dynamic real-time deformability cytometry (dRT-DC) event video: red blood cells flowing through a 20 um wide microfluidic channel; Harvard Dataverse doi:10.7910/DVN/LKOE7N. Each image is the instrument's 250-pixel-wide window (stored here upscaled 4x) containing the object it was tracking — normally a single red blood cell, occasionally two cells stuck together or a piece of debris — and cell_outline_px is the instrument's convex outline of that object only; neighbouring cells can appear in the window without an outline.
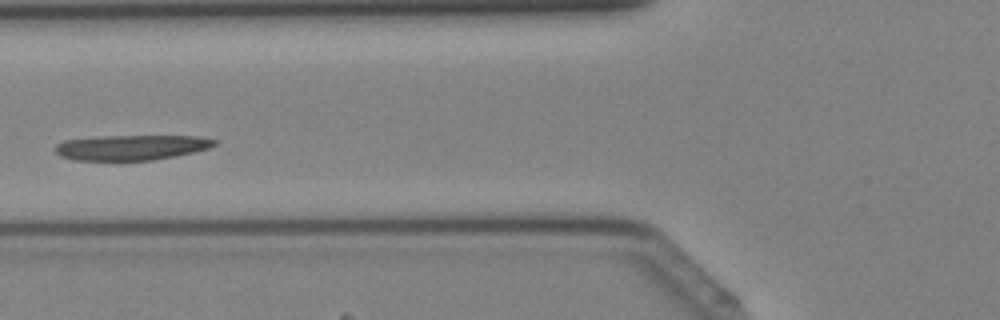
{"species": "Egyptian fruit bat (a non-hibernating species)", "species_latin": "Rousettus aegyptiacus", "temperature_condition": "cold", "stored_images_in_passage": 14, "camera_frame_rate_fps": 3000, "um_per_image_px": 0.085, "animal": {"sex": "female"}, "frame": {"image": 1, "passage_image": 7, "time_ms": 2.0, "image_size_px": [1000, 320], "cell_outline_px": [[216, 144], [208, 148], [176, 156], [152, 160], [76, 160], [60, 156], [56, 152], [56, 144], [64, 140], [96, 136], [200, 136], [216, 140]], "centroid_in_image_um": [11.14, 12.52], "position_along_channel_um": 114.7, "area_um2": 23.29}}